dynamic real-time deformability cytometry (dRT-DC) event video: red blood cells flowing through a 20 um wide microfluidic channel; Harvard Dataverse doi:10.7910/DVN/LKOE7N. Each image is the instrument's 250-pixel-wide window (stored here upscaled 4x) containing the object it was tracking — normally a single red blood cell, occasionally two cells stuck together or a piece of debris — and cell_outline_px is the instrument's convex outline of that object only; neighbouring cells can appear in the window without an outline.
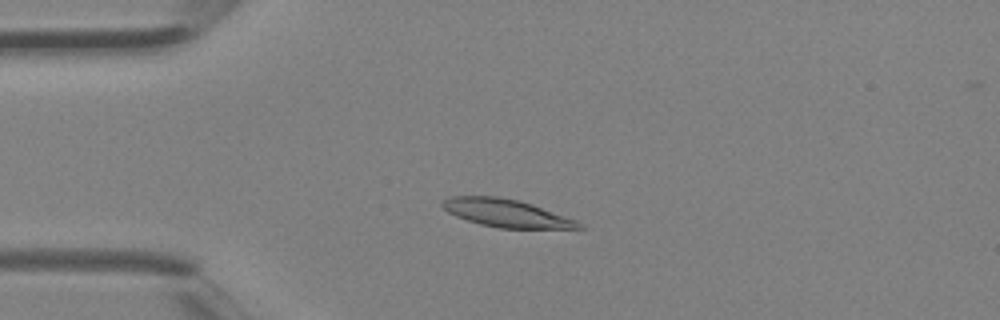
{"species": "Egyptian fruit bat (a non-hibernating species)", "species_latin": "Rousettus aegyptiacus", "temperature_condition": "room temperature", "stored_images_in_passage": 35, "camera_frame_rate_fps": 3000, "um_per_image_px": 0.085, "animal": {"sex": "female"}, "frame": {"image": 1, "passage_image": 10, "time_ms": 3.0, "image_size_px": [1000, 320], "cell_outline_px": [[584, 228], [500, 228], [480, 224], [456, 216], [448, 212], [440, 204], [448, 196], [496, 196], [520, 200], [532, 204], [576, 220], [584, 224]], "centroid_in_image_um": [43.03, 18.11], "position_along_channel_um": 42.0, "area_um2": 21.96}}
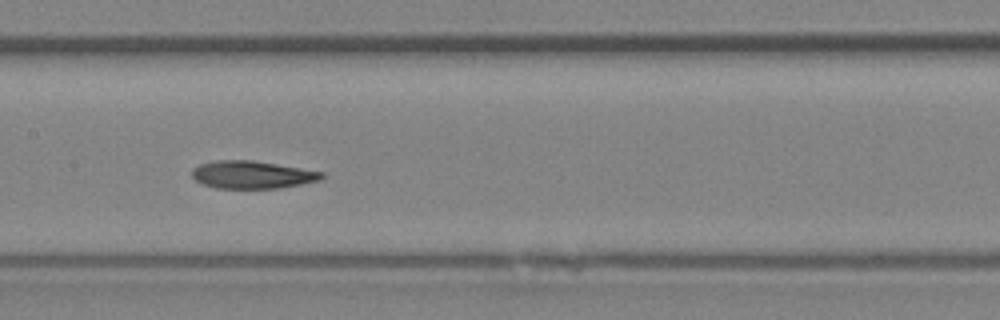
{"frame": {"image": 2, "passage_image": 20, "time_ms": 6.333, "image_size_px": [1000, 320], "cell_outline_px": [[324, 176], [320, 180], [280, 188], [216, 188], [200, 184], [192, 176], [192, 168], [200, 164], [216, 160], [252, 160], [324, 172]], "centroid_in_image_um": [21.4, 14.85], "position_along_channel_um": 186.0, "area_um2": 20.87}}
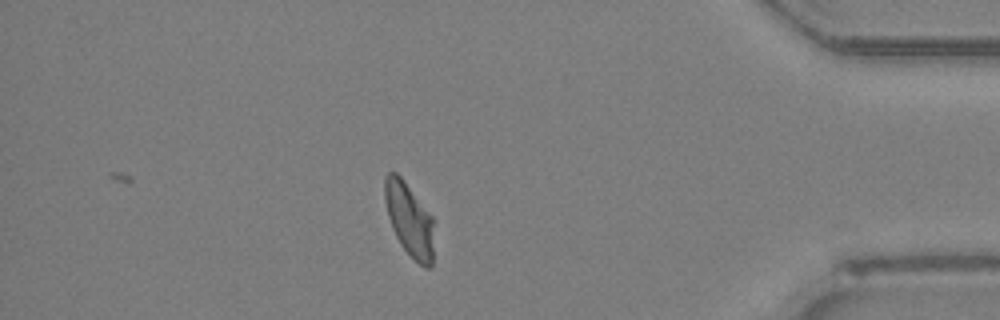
{"frame": {"image": 3, "passage_image": 35, "time_ms": 11.333, "image_size_px": [1000, 320], "cell_outline_px": [[432, 264], [428, 268], [424, 268], [400, 244], [392, 228], [388, 216], [384, 196], [384, 176], [388, 172], [396, 172], [404, 180], [432, 216]], "centroid_in_image_um": [34.76, 18.61], "position_along_channel_um": 400.4, "area_um2": 20.63}}